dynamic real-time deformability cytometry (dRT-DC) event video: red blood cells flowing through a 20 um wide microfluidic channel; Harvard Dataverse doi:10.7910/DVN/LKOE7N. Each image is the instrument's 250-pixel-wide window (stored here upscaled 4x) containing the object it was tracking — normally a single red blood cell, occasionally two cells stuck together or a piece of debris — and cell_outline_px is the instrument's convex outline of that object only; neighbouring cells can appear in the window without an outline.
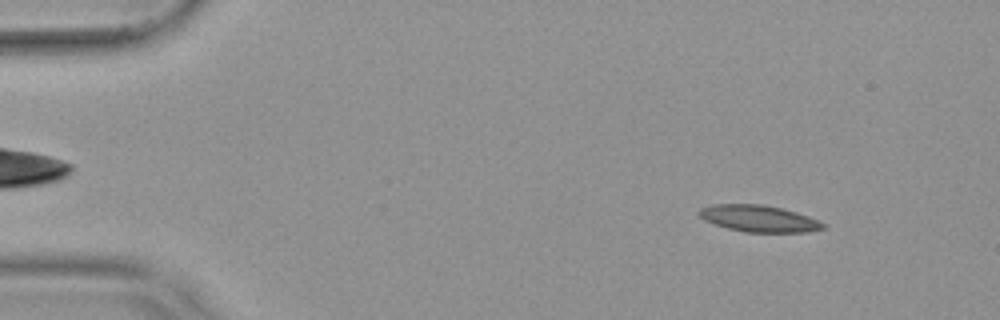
{"species": "common noctule bat (a hibernating species)", "species_latin": "Nyctalus noctula", "temperature_condition": "warm", "stored_images_in_passage": 14, "camera_frame_rate_fps": 3000, "um_per_image_px": 0.085, "animal": {"sex": "female", "body_mass_g": 19.9}, "frame": {"image": 1, "passage_image": 6, "time_ms": 1.667, "image_size_px": [1000, 320], "cell_outline_px": [[828, 224], [824, 228], [808, 232], [744, 232], [728, 228], [704, 220], [696, 212], [700, 208], [712, 204], [764, 204], [796, 212], [808, 216]], "centroid_in_image_um": [64.5, 18.57], "position_along_channel_um": 20.5, "area_um2": 19.31}}